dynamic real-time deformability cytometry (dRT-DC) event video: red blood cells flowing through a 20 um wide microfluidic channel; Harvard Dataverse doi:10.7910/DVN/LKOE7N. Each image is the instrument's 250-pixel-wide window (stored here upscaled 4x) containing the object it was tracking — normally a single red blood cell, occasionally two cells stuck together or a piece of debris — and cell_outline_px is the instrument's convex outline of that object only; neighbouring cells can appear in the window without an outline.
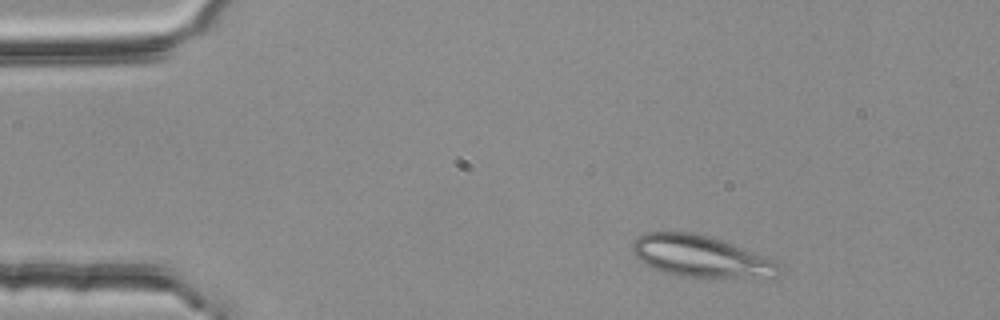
{"species": "common noctule bat (a hibernating species)", "species_latin": "Nyctalus noctula", "temperature_condition": "room temperature", "stored_images_in_passage": 3, "camera_frame_rate_fps": 3000, "um_per_image_px": 0.085, "animal": {"sex": "female", "body_mass_g": 25.1}, "frame": {"image": 1, "passage_image": 1, "time_ms": 0.0, "image_size_px": [1000, 320], "cell_outline_px": [[780, 272], [776, 276], [680, 276], [664, 272], [652, 268], [640, 260], [632, 252], [632, 244], [636, 236], [644, 232], [692, 232], [708, 236], [744, 248], [776, 260], [780, 264]], "centroid_in_image_um": [59.51, 21.76], "position_along_channel_um": 25.5, "area_um2": 34.91}}